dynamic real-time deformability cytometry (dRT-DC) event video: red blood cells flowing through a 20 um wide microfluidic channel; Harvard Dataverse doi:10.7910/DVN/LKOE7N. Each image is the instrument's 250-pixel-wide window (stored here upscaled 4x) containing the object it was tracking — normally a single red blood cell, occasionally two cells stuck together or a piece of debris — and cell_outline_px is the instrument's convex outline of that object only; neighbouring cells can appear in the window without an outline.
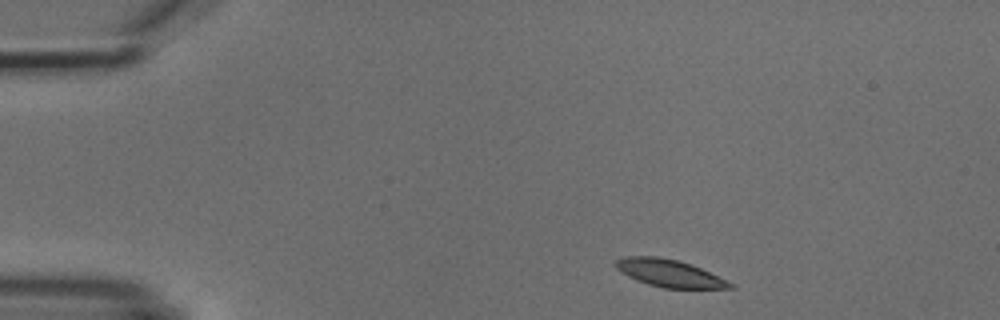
{"species": "common noctule bat (a hibernating species)", "species_latin": "Nyctalus noctula", "temperature_condition": "cold", "stored_images_in_passage": 3, "camera_frame_rate_fps": 3000, "um_per_image_px": 0.085, "animal": {"sex": "male", "body_mass_g": 18.8}, "frame": {"image": 1, "passage_image": 1, "time_ms": 0.0, "image_size_px": [1000, 320], "cell_outline_px": [[736, 288], [664, 288], [648, 284], [636, 280], [620, 272], [612, 264], [616, 260], [624, 256], [656, 256], [676, 260], [692, 264], [736, 284]], "centroid_in_image_um": [56.89, 23.22], "position_along_channel_um": 28.1, "area_um2": 18.38}}